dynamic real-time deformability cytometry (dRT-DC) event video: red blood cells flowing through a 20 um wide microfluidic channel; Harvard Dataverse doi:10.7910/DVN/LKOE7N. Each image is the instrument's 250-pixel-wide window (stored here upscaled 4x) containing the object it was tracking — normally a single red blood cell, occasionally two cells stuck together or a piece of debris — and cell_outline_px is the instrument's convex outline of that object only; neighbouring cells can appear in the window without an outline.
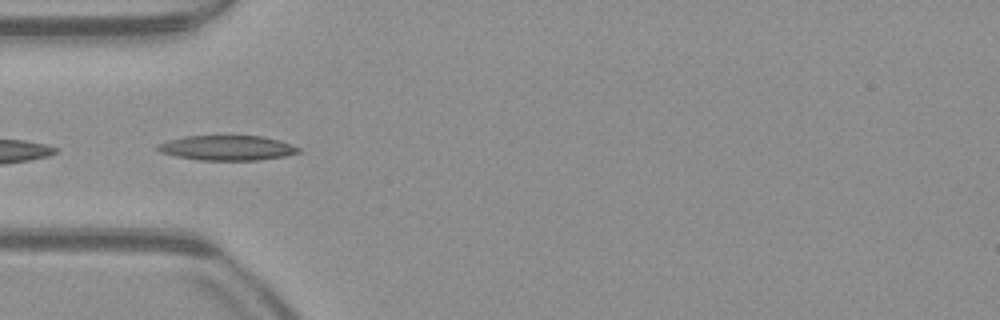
{"species": "common noctule bat (a hibernating species)", "species_latin": "Nyctalus noctula", "temperature_condition": "warm", "stored_images_in_passage": 19, "camera_frame_rate_fps": 3000, "um_per_image_px": 0.085, "animal": {"sex": "male", "body_mass_g": 23.1, "forearm_length_mm": 52.7}, "frame": {"image": 1, "passage_image": 16, "time_ms": 5.0, "image_size_px": [1000, 320], "cell_outline_px": [[300, 152], [284, 156], [260, 160], [200, 160], [176, 156], [160, 152], [156, 148], [156, 144], [168, 140], [184, 136], [264, 136], [280, 140], [292, 144], [300, 148]], "centroid_in_image_um": [19.31, 12.57], "position_along_channel_um": 65.7, "area_um2": 20.52}}